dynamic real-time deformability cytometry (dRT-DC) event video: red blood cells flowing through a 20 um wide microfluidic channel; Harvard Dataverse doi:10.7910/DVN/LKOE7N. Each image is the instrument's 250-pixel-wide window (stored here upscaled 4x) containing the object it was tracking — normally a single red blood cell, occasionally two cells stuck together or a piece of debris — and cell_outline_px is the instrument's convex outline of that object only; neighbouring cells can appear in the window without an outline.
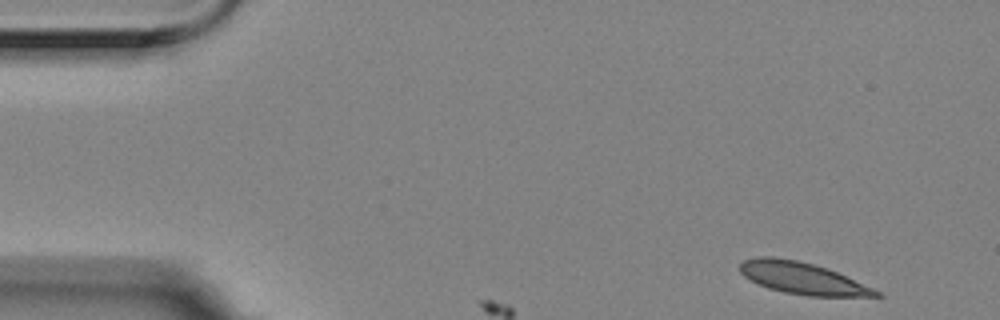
{"species": "Egyptian fruit bat (a non-hibernating species)", "species_latin": "Rousettus aegyptiacus", "temperature_condition": "room temperature", "stored_images_in_passage": 3, "camera_frame_rate_fps": 3000, "um_per_image_px": 0.085, "animal": {"sex": "female"}, "frame": {"image": 1, "passage_image": 1, "time_ms": 0.0, "image_size_px": [1000, 320], "cell_outline_px": [[884, 296], [808, 296], [784, 292], [768, 288], [744, 276], [740, 272], [740, 264], [744, 260], [756, 256], [772, 256], [796, 260], [812, 264], [836, 272], [884, 292]], "centroid_in_image_um": [68.22, 23.65], "position_along_channel_um": 16.8, "area_um2": 25.03}}